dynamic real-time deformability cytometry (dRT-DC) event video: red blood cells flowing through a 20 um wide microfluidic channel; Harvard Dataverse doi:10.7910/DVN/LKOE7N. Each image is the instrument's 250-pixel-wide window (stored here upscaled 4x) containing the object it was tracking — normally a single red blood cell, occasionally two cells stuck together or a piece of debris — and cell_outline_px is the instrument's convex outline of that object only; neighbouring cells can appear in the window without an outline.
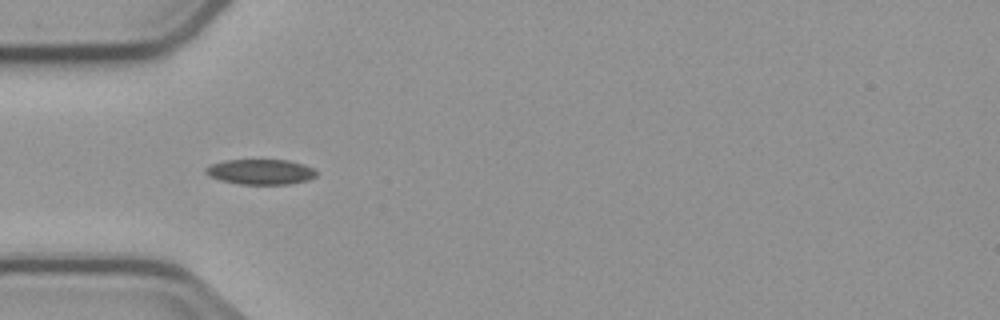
{"species": "common noctule bat (a hibernating species)", "species_latin": "Nyctalus noctula", "temperature_condition": "cold", "stored_images_in_passage": 5, "camera_frame_rate_fps": 3000, "um_per_image_px": 0.085, "animal": {"sex": "male", "body_mass_g": 23.1, "forearm_length_mm": 52.7}, "frame": {"image": 1, "passage_image": 4, "time_ms": 4.667, "image_size_px": [1000, 320], "cell_outline_px": [[316, 176], [308, 180], [288, 184], [240, 184], [220, 180], [208, 176], [204, 172], [204, 168], [212, 164], [224, 160], [288, 160], [304, 164], [312, 168], [316, 172]], "centroid_in_image_um": [22.12, 14.6], "position_along_channel_um": 62.9, "area_um2": 16.3}}
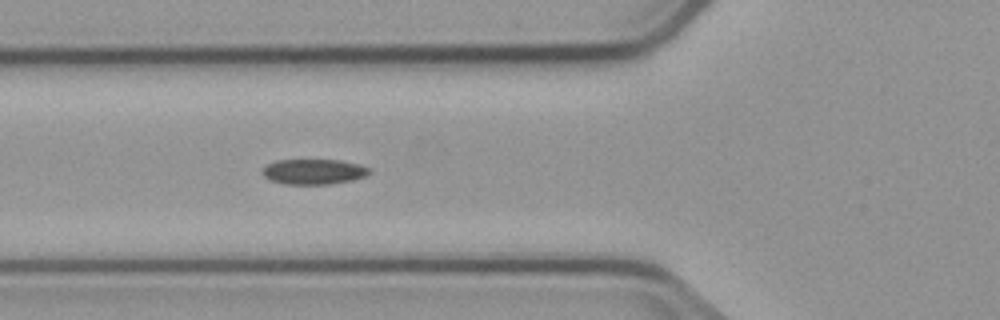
{"frame": {"image": 2, "passage_image": 5, "time_ms": 5.667, "image_size_px": [1000, 320], "cell_outline_px": [[368, 172], [364, 176], [352, 180], [328, 184], [284, 184], [272, 180], [264, 176], [260, 172], [268, 164], [276, 160], [340, 160], [360, 164], [368, 168]], "centroid_in_image_um": [26.63, 14.59], "position_along_channel_um": 99.2, "area_um2": 15.55}}